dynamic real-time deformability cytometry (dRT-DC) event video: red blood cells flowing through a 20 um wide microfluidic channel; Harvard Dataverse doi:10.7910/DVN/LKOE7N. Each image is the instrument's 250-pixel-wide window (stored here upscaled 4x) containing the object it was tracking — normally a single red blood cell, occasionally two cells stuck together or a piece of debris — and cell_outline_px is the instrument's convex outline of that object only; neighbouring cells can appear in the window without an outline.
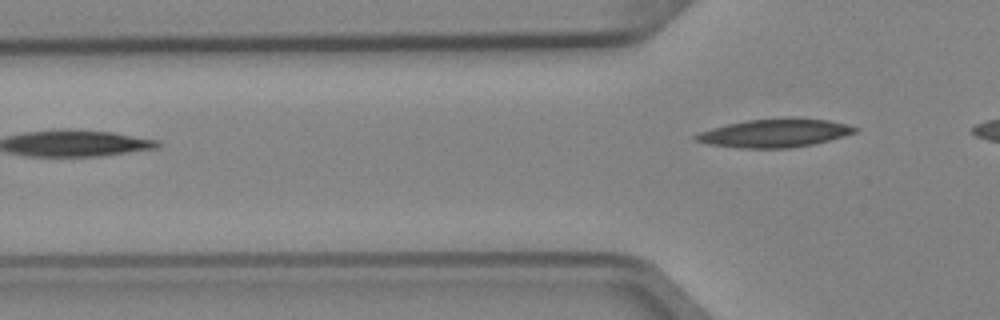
{"species": "Egyptian fruit bat (a non-hibernating species)", "species_latin": "Rousettus aegyptiacus", "temperature_condition": "cold", "stored_images_in_passage": 3, "camera_frame_rate_fps": 3000, "um_per_image_px": 0.085, "animal": {"sex": "female"}, "frame": {"image": 1, "passage_image": 3, "time_ms": 0.667, "image_size_px": [1000, 320], "cell_outline_px": [[860, 128], [856, 132], [844, 136], [812, 144], [788, 148], [740, 148], [708, 144], [692, 140], [692, 136], [700, 132], [712, 128], [728, 124], [748, 120], [792, 116], [828, 120]], "centroid_in_image_um": [65.84, 11.3], "position_along_channel_um": 60.0, "area_um2": 26.47}}